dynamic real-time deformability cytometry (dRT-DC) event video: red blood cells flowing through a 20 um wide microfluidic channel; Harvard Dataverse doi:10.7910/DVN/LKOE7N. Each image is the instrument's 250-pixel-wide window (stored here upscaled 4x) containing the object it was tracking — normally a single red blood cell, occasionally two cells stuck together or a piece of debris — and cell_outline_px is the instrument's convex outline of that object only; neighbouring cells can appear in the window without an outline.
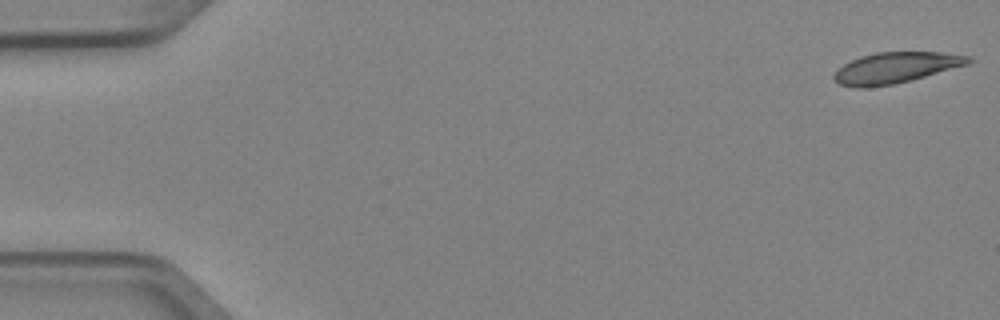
{"species": "Egyptian fruit bat (a non-hibernating species)", "species_latin": "Rousettus aegyptiacus", "temperature_condition": "cold", "stored_images_in_passage": 4, "camera_frame_rate_fps": 3000, "um_per_image_px": 0.085, "animal": {"sex": "female"}, "frame": {"image": 1, "passage_image": 1, "time_ms": 0.0, "image_size_px": [1000, 320], "cell_outline_px": [[972, 60], [968, 64], [924, 76], [892, 84], [860, 88], [856, 88], [840, 84], [832, 76], [844, 64], [860, 56], [876, 52], [940, 52], [972, 56]], "centroid_in_image_um": [76.13, 5.74], "position_along_channel_um": 8.9, "area_um2": 23.76}}